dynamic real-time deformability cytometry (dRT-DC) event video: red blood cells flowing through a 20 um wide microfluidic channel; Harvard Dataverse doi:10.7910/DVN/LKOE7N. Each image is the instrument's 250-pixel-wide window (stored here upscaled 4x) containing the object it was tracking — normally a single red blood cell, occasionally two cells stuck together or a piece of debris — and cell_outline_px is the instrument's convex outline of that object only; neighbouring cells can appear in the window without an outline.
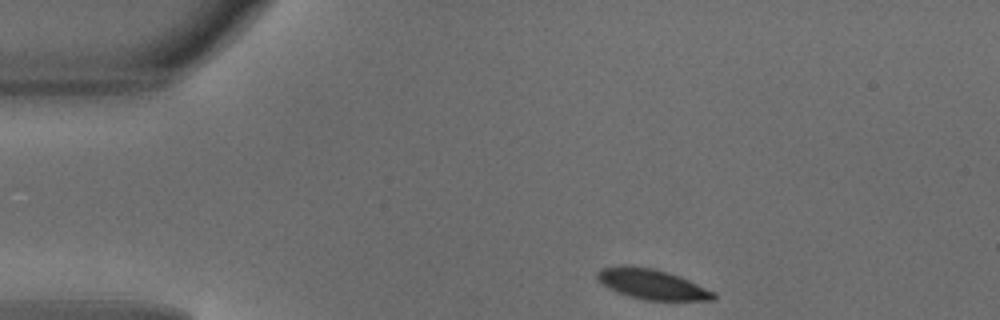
{"species": "common noctule bat (a hibernating species)", "species_latin": "Nyctalus noctula", "temperature_condition": "warm", "stored_images_in_passage": 41, "camera_frame_rate_fps": 3000, "um_per_image_px": 0.085, "animal": {"sex": "male", "body_mass_g": 18.8}, "frame": {"image": 1, "passage_image": 1, "time_ms": 0.0, "image_size_px": [1000, 320], "cell_outline_px": [[716, 296], [712, 300], [644, 300], [628, 296], [608, 288], [596, 280], [596, 272], [600, 268], [624, 264], [656, 268], [680, 276], [716, 292]], "centroid_in_image_um": [55.37, 24.13], "position_along_channel_um": 29.6, "area_um2": 20.81}}
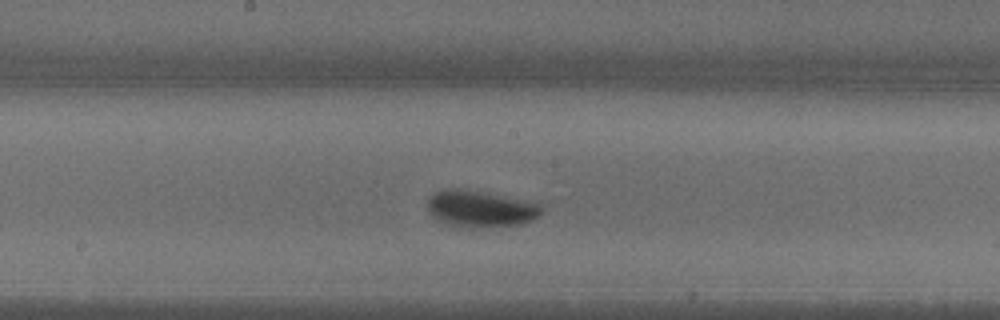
{"frame": {"image": 2, "passage_image": 18, "time_ms": 5.667, "image_size_px": [1000, 320], "cell_outline_px": [[544, 208], [532, 220], [520, 224], [484, 228], [448, 224], [432, 216], [428, 212], [428, 200], [436, 192], [444, 188], [456, 188], [488, 192], [540, 200]], "centroid_in_image_um": [40.95, 17.71], "position_along_channel_um": 207.2, "area_um2": 24.91}}
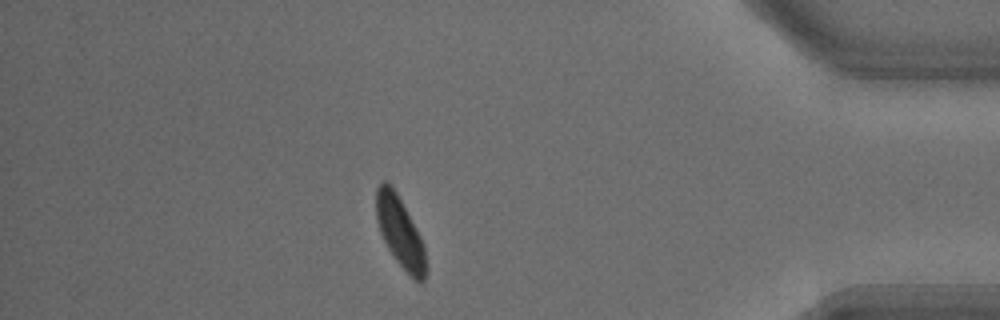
{"frame": {"image": 3, "passage_image": 35, "time_ms": 11.333, "image_size_px": [1000, 320], "cell_outline_px": [[428, 272], [424, 280], [420, 284], [396, 260], [388, 248], [380, 232], [376, 220], [376, 188], [384, 180], [396, 192], [420, 236], [424, 244], [428, 268]], "centroid_in_image_um": [34.03, 19.78], "position_along_channel_um": 401.2, "area_um2": 20.17}, "authors_computed_cell_mechanics": {"area_um2": 21.675, "velocity_mm_per_s": 4.112, "shape_relaxation_time_tau1_ms": 3.4639, "shape_relaxation_time_tau2_ms": null, "deformation_change_tau1": 0.1747, "deformation_change_tau2": null}}